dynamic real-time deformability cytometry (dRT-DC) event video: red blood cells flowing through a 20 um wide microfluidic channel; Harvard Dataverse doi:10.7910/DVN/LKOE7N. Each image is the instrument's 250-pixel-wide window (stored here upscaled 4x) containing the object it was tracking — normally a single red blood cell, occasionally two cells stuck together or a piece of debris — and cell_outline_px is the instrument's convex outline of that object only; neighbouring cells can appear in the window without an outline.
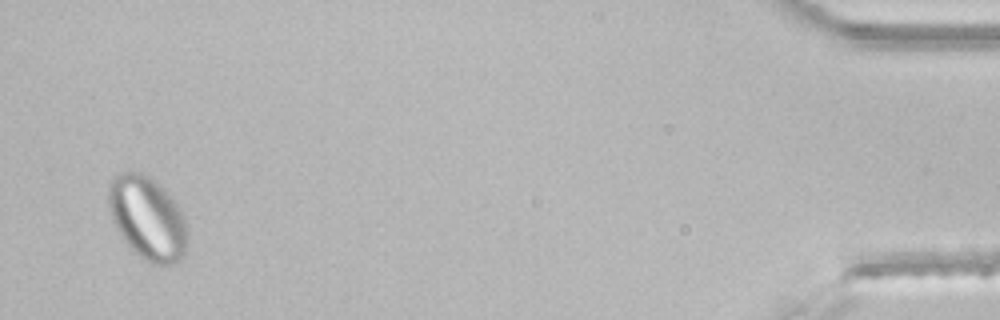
{"species": "common noctule bat (a hibernating species)", "species_latin": "Nyctalus noctula", "temperature_condition": "room temperature", "stored_images_in_passage": 44, "segment_of_instrument_passage": [2, 2], "camera_frame_rate_fps": 3000, "um_per_image_px": 0.085, "animal": {"sex": "male", "body_mass_g": 21.5, "forearm_length_mm": 52.0}, "frame": {"image": 1, "passage_image": 43, "time_ms": 14.0, "image_size_px": [1000, 320], "cell_outline_px": [[188, 244], [184, 256], [176, 264], [152, 264], [144, 260], [124, 240], [116, 228], [112, 220], [108, 204], [108, 184], [120, 172], [140, 172], [148, 176], [164, 188], [176, 200], [184, 216], [188, 232]], "centroid_in_image_um": [12.57, 18.55], "position_along_channel_um": 422.6, "area_um2": 38.73}}